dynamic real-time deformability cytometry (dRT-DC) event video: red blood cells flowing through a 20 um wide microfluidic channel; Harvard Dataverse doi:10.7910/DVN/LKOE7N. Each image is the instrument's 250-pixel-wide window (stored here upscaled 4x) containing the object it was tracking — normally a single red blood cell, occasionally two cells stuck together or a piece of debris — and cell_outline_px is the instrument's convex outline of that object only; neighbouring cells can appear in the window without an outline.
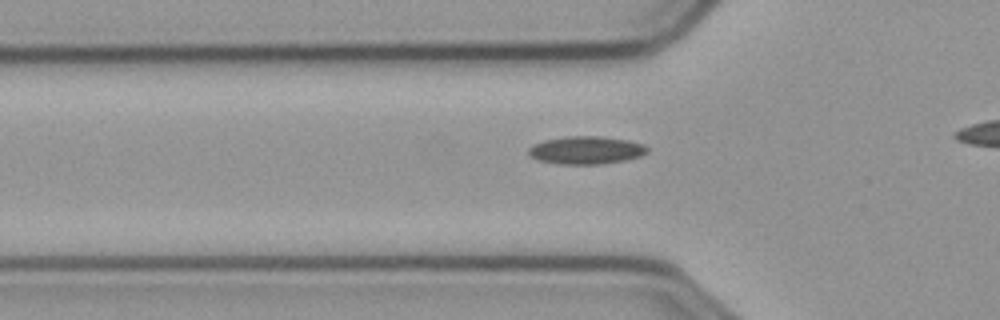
{"species": "common noctule bat (a hibernating species)", "species_latin": "Nyctalus noctula", "temperature_condition": "cold", "stored_images_in_passage": 33, "camera_frame_rate_fps": 3000, "um_per_image_px": 0.085, "animal": {"sex": "male", "body_mass_g": 23.1, "forearm_length_mm": 52.7}, "frame": {"image": 1, "passage_image": 6, "time_ms": 1.667, "image_size_px": [1000, 320], "cell_outline_px": [[648, 152], [640, 156], [624, 160], [604, 164], [560, 164], [540, 160], [532, 156], [528, 152], [528, 148], [532, 144], [544, 140], [568, 136], [600, 136], [628, 140], [644, 144], [648, 148]], "centroid_in_image_um": [49.84, 12.76], "position_along_channel_um": 76.0, "area_um2": 19.25}}
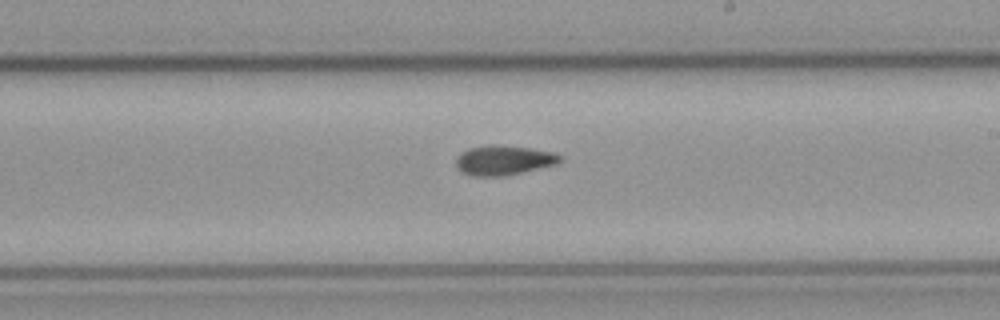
{"frame": {"image": 2, "passage_image": 20, "time_ms": 6.333, "image_size_px": [1000, 320], "cell_outline_px": [[560, 160], [556, 164], [504, 176], [472, 176], [456, 168], [456, 156], [460, 152], [468, 148], [488, 144], [496, 144], [532, 148], [556, 152], [560, 156]], "centroid_in_image_um": [42.77, 13.6], "position_along_channel_um": 246.2, "area_um2": 18.15}}
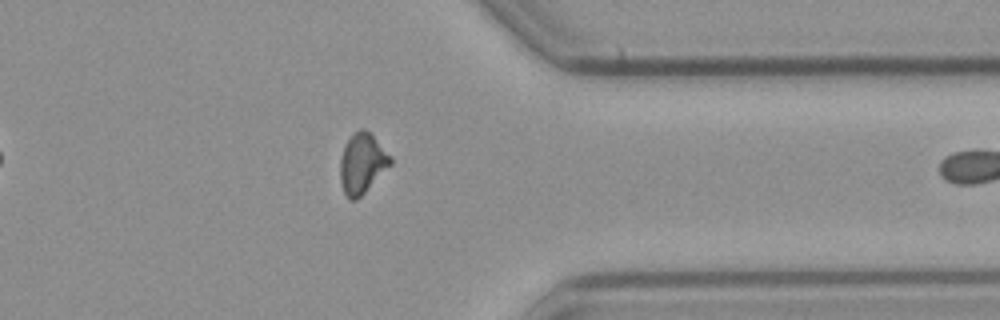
{"frame": {"image": 3, "passage_image": 32, "time_ms": 10.333, "image_size_px": [1000, 320], "cell_outline_px": [[392, 164], [356, 200], [348, 200], [344, 192], [340, 180], [340, 160], [344, 144], [352, 132], [360, 128], [364, 128], [392, 156]], "centroid_in_image_um": [30.76, 13.87], "position_along_channel_um": 380.6, "area_um2": 17.63}}